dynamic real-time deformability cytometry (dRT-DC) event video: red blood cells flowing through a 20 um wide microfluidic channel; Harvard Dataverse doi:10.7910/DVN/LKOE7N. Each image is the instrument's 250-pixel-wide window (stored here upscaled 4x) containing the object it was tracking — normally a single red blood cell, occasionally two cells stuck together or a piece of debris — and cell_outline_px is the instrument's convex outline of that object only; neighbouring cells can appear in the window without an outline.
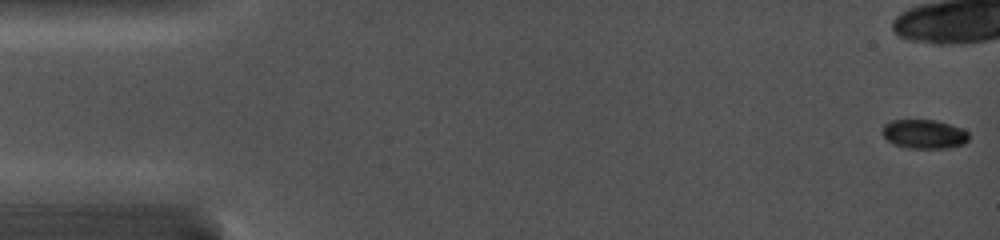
{"species": "common noctule bat (a hibernating species)", "species_latin": "Nyctalus noctula", "temperature_condition": "cold", "stored_images_in_passage": 32, "camera_frame_rate_fps": 5000, "um_per_image_px": 0.085, "animal": {"sex": "female", "body_mass_g": 19.0, "forearm_length_mm": 56.7}, "frame": {"image": 1, "passage_image": 1, "time_ms": 0.0, "image_size_px": [1000, 240], "cell_outline_px": [[968, 140], [964, 144], [948, 148], [908, 148], [892, 144], [884, 136], [884, 124], [892, 120], [936, 120], [960, 128], [968, 132]], "centroid_in_image_um": [78.56, 11.4], "position_along_channel_um": 6.4, "area_um2": 14.51}, "authors_computed_cell_mechanics": {"area_um2": 17.2533, "velocity_mm_per_s": 3.9574, "shape_relaxation_time_tau1_ms": 3.573, "shape_relaxation_time_tau2_ms": null, "deformation_change_tau1": 0.0612, "deformation_change_tau2": null}}